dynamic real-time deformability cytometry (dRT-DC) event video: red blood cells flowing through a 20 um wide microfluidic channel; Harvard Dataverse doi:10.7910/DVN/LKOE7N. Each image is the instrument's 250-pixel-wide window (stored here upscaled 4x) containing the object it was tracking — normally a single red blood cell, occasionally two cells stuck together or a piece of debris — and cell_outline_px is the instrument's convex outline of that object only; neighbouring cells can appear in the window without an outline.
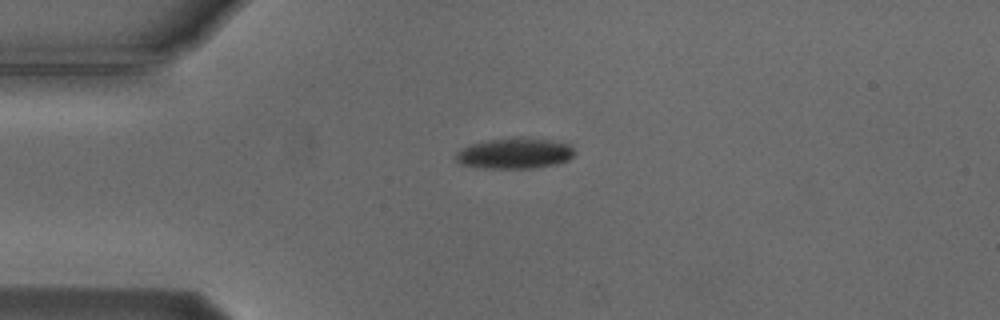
{"species": "Egyptian fruit bat (a non-hibernating species)", "species_latin": "Rousettus aegyptiacus", "temperature_condition": "cold", "stored_images_in_passage": 42, "camera_frame_rate_fps": 3000, "um_per_image_px": 0.085, "animal": {"sex": "male"}, "frame": {"image": 1, "passage_image": 1, "time_ms": 0.0, "image_size_px": [1000, 320], "cell_outline_px": [[576, 152], [568, 160], [556, 164], [532, 168], [484, 168], [460, 164], [456, 160], [456, 152], [468, 144], [492, 140], [548, 140], [568, 144]], "centroid_in_image_um": [43.71, 13.08], "position_along_channel_um": 41.3, "area_um2": 20.4}}
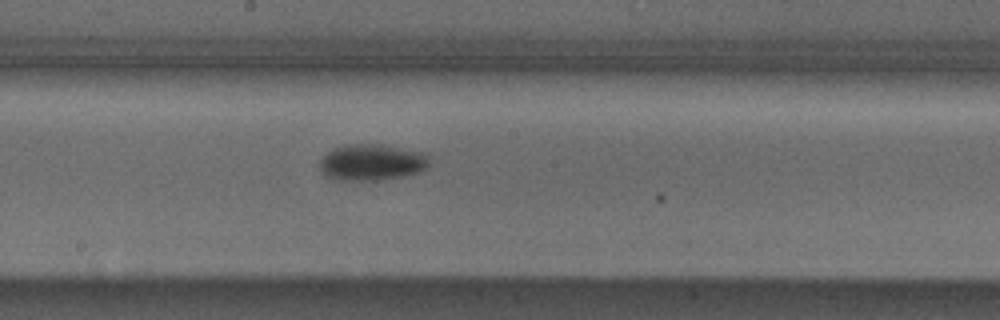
{"frame": {"image": 2, "passage_image": 17, "time_ms": 5.333, "image_size_px": [1000, 320], "cell_outline_px": [[428, 164], [420, 172], [400, 176], [376, 180], [344, 180], [328, 176], [320, 168], [320, 160], [332, 148], [344, 144], [380, 144], [424, 152], [428, 160]], "centroid_in_image_um": [31.59, 13.77], "position_along_channel_um": 216.6, "area_um2": 22.83}}
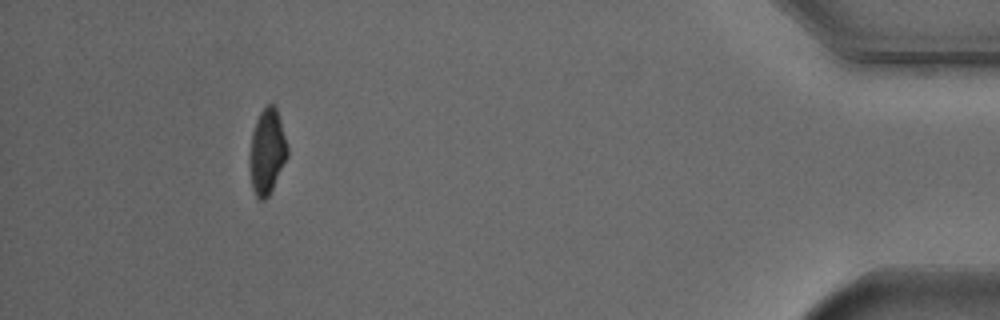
{"frame": {"image": 3, "passage_image": 38, "time_ms": 12.333, "image_size_px": [1000, 320], "cell_outline_px": [[288, 156], [268, 196], [264, 200], [260, 200], [256, 196], [252, 188], [248, 160], [252, 132], [256, 120], [260, 112], [268, 104], [272, 104], [276, 108], [280, 120], [288, 148]], "centroid_in_image_um": [22.68, 12.89], "position_along_channel_um": 412.5, "area_um2": 18.67}, "authors_computed_cell_mechanics": {"area_um2": 21.4149, "velocity_mm_per_s": 3.7447, "shape_relaxation_time_tau1_ms": 3.2132, "shape_relaxation_time_tau2_ms": null, "deformation_change_tau1": 0.1239, "deformation_change_tau2": null}}